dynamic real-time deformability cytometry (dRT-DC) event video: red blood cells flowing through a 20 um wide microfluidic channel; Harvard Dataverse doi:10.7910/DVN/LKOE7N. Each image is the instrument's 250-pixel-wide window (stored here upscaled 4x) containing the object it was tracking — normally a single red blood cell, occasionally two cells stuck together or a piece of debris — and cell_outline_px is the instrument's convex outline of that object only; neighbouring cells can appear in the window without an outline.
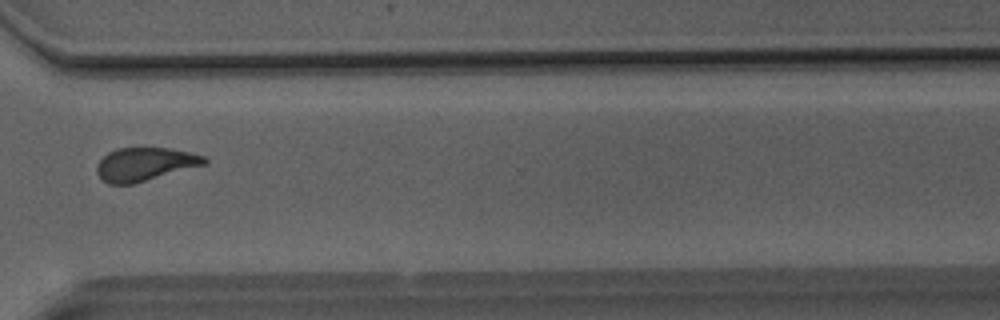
{"species": "Egyptian fruit bat (a non-hibernating species)", "species_latin": "Rousettus aegyptiacus", "temperature_condition": "room temperature", "stored_images_in_passage": 33, "camera_frame_rate_fps": 3000, "um_per_image_px": 0.085, "animal": {"sex": "male"}, "frame": {"image": 1, "passage_image": 24, "time_ms": 7.667, "image_size_px": [1000, 320], "cell_outline_px": [[208, 164], [132, 184], [108, 184], [96, 172], [96, 168], [100, 160], [108, 152], [116, 148], [168, 148], [192, 152], [204, 156], [208, 160]], "centroid_in_image_um": [12.35, 13.95], "position_along_channel_um": 358.2, "area_um2": 20.92}}
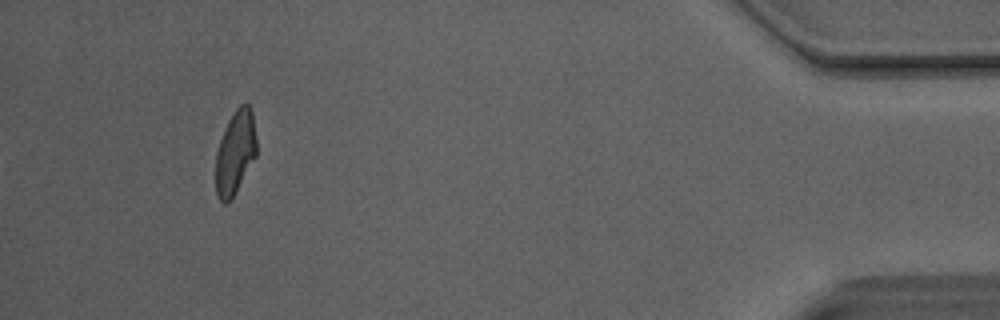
{"frame": {"image": 2, "passage_image": 33, "time_ms": 10.667, "image_size_px": [1000, 320], "cell_outline_px": [[256, 156], [236, 192], [224, 204], [216, 196], [216, 152], [224, 128], [228, 120], [236, 108], [240, 104], [248, 104], [252, 108], [256, 136]], "centroid_in_image_um": [20.0, 12.92], "position_along_channel_um": 415.2, "area_um2": 19.94}, "authors_computed_cell_mechanics": {"area_um2": 21.1548, "velocity_mm_per_s": 4.1162, "shape_relaxation_time_tau1_ms": 5.247, "shape_relaxation_time_tau2_ms": 1.5968, "deformation_change_tau1": 0.1441, "deformation_change_tau2": 0.0783}}